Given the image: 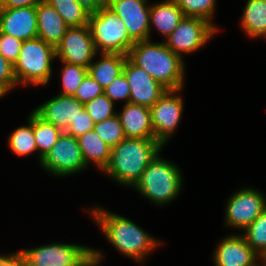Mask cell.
I'll return each mask as SVG.
<instances>
[{"instance_id":"cell-1","label":"cell","mask_w":266,"mask_h":266,"mask_svg":"<svg viewBox=\"0 0 266 266\" xmlns=\"http://www.w3.org/2000/svg\"><path fill=\"white\" fill-rule=\"evenodd\" d=\"M162 147L155 138H125L111 148L110 161L103 172L121 185L134 186Z\"/></svg>"},{"instance_id":"cell-2","label":"cell","mask_w":266,"mask_h":266,"mask_svg":"<svg viewBox=\"0 0 266 266\" xmlns=\"http://www.w3.org/2000/svg\"><path fill=\"white\" fill-rule=\"evenodd\" d=\"M127 57L144 69L167 90H181L184 84V61L164 43L149 40L136 42Z\"/></svg>"},{"instance_id":"cell-3","label":"cell","mask_w":266,"mask_h":266,"mask_svg":"<svg viewBox=\"0 0 266 266\" xmlns=\"http://www.w3.org/2000/svg\"><path fill=\"white\" fill-rule=\"evenodd\" d=\"M90 214L100 225L108 241L117 250L139 262H142L153 248L160 245V240H155L142 228L123 216L97 207L91 209Z\"/></svg>"},{"instance_id":"cell-4","label":"cell","mask_w":266,"mask_h":266,"mask_svg":"<svg viewBox=\"0 0 266 266\" xmlns=\"http://www.w3.org/2000/svg\"><path fill=\"white\" fill-rule=\"evenodd\" d=\"M180 169L173 163L159 157L148 164L134 187L143 197L158 205L175 199L182 188Z\"/></svg>"},{"instance_id":"cell-5","label":"cell","mask_w":266,"mask_h":266,"mask_svg":"<svg viewBox=\"0 0 266 266\" xmlns=\"http://www.w3.org/2000/svg\"><path fill=\"white\" fill-rule=\"evenodd\" d=\"M56 58L55 47L40 38L22 42L14 64L16 82L26 85H45L51 76V63Z\"/></svg>"},{"instance_id":"cell-6","label":"cell","mask_w":266,"mask_h":266,"mask_svg":"<svg viewBox=\"0 0 266 266\" xmlns=\"http://www.w3.org/2000/svg\"><path fill=\"white\" fill-rule=\"evenodd\" d=\"M88 26L97 52L128 55L136 43L121 18L107 5L89 15Z\"/></svg>"},{"instance_id":"cell-7","label":"cell","mask_w":266,"mask_h":266,"mask_svg":"<svg viewBox=\"0 0 266 266\" xmlns=\"http://www.w3.org/2000/svg\"><path fill=\"white\" fill-rule=\"evenodd\" d=\"M217 29L203 18L185 16L166 39V46L181 59L182 53L200 49L212 38Z\"/></svg>"},{"instance_id":"cell-8","label":"cell","mask_w":266,"mask_h":266,"mask_svg":"<svg viewBox=\"0 0 266 266\" xmlns=\"http://www.w3.org/2000/svg\"><path fill=\"white\" fill-rule=\"evenodd\" d=\"M40 165L56 176L78 173L86 167L78 139L65 131L44 155Z\"/></svg>"},{"instance_id":"cell-9","label":"cell","mask_w":266,"mask_h":266,"mask_svg":"<svg viewBox=\"0 0 266 266\" xmlns=\"http://www.w3.org/2000/svg\"><path fill=\"white\" fill-rule=\"evenodd\" d=\"M181 90H166L150 107L154 138L163 146L178 126L183 111V99L175 93Z\"/></svg>"},{"instance_id":"cell-10","label":"cell","mask_w":266,"mask_h":266,"mask_svg":"<svg viewBox=\"0 0 266 266\" xmlns=\"http://www.w3.org/2000/svg\"><path fill=\"white\" fill-rule=\"evenodd\" d=\"M56 58L62 62L88 68L97 54L88 25L68 27L61 42L56 46Z\"/></svg>"},{"instance_id":"cell-11","label":"cell","mask_w":266,"mask_h":266,"mask_svg":"<svg viewBox=\"0 0 266 266\" xmlns=\"http://www.w3.org/2000/svg\"><path fill=\"white\" fill-rule=\"evenodd\" d=\"M266 208L261 192L245 188L231 195L225 212L226 226L245 230Z\"/></svg>"},{"instance_id":"cell-12","label":"cell","mask_w":266,"mask_h":266,"mask_svg":"<svg viewBox=\"0 0 266 266\" xmlns=\"http://www.w3.org/2000/svg\"><path fill=\"white\" fill-rule=\"evenodd\" d=\"M146 4L147 0H107V6L121 18L135 42L151 39L150 6Z\"/></svg>"},{"instance_id":"cell-13","label":"cell","mask_w":266,"mask_h":266,"mask_svg":"<svg viewBox=\"0 0 266 266\" xmlns=\"http://www.w3.org/2000/svg\"><path fill=\"white\" fill-rule=\"evenodd\" d=\"M92 248L73 244H50L22 250L27 266H76Z\"/></svg>"},{"instance_id":"cell-14","label":"cell","mask_w":266,"mask_h":266,"mask_svg":"<svg viewBox=\"0 0 266 266\" xmlns=\"http://www.w3.org/2000/svg\"><path fill=\"white\" fill-rule=\"evenodd\" d=\"M123 73L130 87V103L150 108L167 90L128 57L123 67Z\"/></svg>"},{"instance_id":"cell-15","label":"cell","mask_w":266,"mask_h":266,"mask_svg":"<svg viewBox=\"0 0 266 266\" xmlns=\"http://www.w3.org/2000/svg\"><path fill=\"white\" fill-rule=\"evenodd\" d=\"M0 33L22 41L38 38L36 7L2 8Z\"/></svg>"},{"instance_id":"cell-16","label":"cell","mask_w":266,"mask_h":266,"mask_svg":"<svg viewBox=\"0 0 266 266\" xmlns=\"http://www.w3.org/2000/svg\"><path fill=\"white\" fill-rule=\"evenodd\" d=\"M214 252L215 266H263L262 258L247 244L243 235H230L220 241Z\"/></svg>"},{"instance_id":"cell-17","label":"cell","mask_w":266,"mask_h":266,"mask_svg":"<svg viewBox=\"0 0 266 266\" xmlns=\"http://www.w3.org/2000/svg\"><path fill=\"white\" fill-rule=\"evenodd\" d=\"M83 109L84 104H81L74 96L59 94L38 106L34 112L45 122L65 131Z\"/></svg>"},{"instance_id":"cell-18","label":"cell","mask_w":266,"mask_h":266,"mask_svg":"<svg viewBox=\"0 0 266 266\" xmlns=\"http://www.w3.org/2000/svg\"><path fill=\"white\" fill-rule=\"evenodd\" d=\"M126 138H154L149 107L126 103L121 113H117Z\"/></svg>"},{"instance_id":"cell-19","label":"cell","mask_w":266,"mask_h":266,"mask_svg":"<svg viewBox=\"0 0 266 266\" xmlns=\"http://www.w3.org/2000/svg\"><path fill=\"white\" fill-rule=\"evenodd\" d=\"M36 11L38 38L56 48L66 33L68 28L67 24L58 12L45 0H42L36 6Z\"/></svg>"},{"instance_id":"cell-20","label":"cell","mask_w":266,"mask_h":266,"mask_svg":"<svg viewBox=\"0 0 266 266\" xmlns=\"http://www.w3.org/2000/svg\"><path fill=\"white\" fill-rule=\"evenodd\" d=\"M184 17L182 10L173 0L150 5V26L153 24L166 39Z\"/></svg>"},{"instance_id":"cell-21","label":"cell","mask_w":266,"mask_h":266,"mask_svg":"<svg viewBox=\"0 0 266 266\" xmlns=\"http://www.w3.org/2000/svg\"><path fill=\"white\" fill-rule=\"evenodd\" d=\"M77 139L86 166L89 161H92L103 172L109 164L112 147L103 141L94 130L80 135Z\"/></svg>"},{"instance_id":"cell-22","label":"cell","mask_w":266,"mask_h":266,"mask_svg":"<svg viewBox=\"0 0 266 266\" xmlns=\"http://www.w3.org/2000/svg\"><path fill=\"white\" fill-rule=\"evenodd\" d=\"M100 61L91 62L88 73L103 88L107 87L115 78L123 73L127 55L118 53H101Z\"/></svg>"},{"instance_id":"cell-23","label":"cell","mask_w":266,"mask_h":266,"mask_svg":"<svg viewBox=\"0 0 266 266\" xmlns=\"http://www.w3.org/2000/svg\"><path fill=\"white\" fill-rule=\"evenodd\" d=\"M241 25L250 37H266V2L248 0L243 10Z\"/></svg>"},{"instance_id":"cell-24","label":"cell","mask_w":266,"mask_h":266,"mask_svg":"<svg viewBox=\"0 0 266 266\" xmlns=\"http://www.w3.org/2000/svg\"><path fill=\"white\" fill-rule=\"evenodd\" d=\"M33 132L37 150H40L39 160L41 163L42 158L54 146L63 130L51 123L45 122L33 111Z\"/></svg>"},{"instance_id":"cell-25","label":"cell","mask_w":266,"mask_h":266,"mask_svg":"<svg viewBox=\"0 0 266 266\" xmlns=\"http://www.w3.org/2000/svg\"><path fill=\"white\" fill-rule=\"evenodd\" d=\"M62 17L68 27L88 25L89 15L76 0H45Z\"/></svg>"},{"instance_id":"cell-26","label":"cell","mask_w":266,"mask_h":266,"mask_svg":"<svg viewBox=\"0 0 266 266\" xmlns=\"http://www.w3.org/2000/svg\"><path fill=\"white\" fill-rule=\"evenodd\" d=\"M8 144L12 152L19 156H27L37 150L33 132V112L28 119V126L14 130L9 137Z\"/></svg>"},{"instance_id":"cell-27","label":"cell","mask_w":266,"mask_h":266,"mask_svg":"<svg viewBox=\"0 0 266 266\" xmlns=\"http://www.w3.org/2000/svg\"><path fill=\"white\" fill-rule=\"evenodd\" d=\"M244 237L247 244L262 258H266V208L245 229Z\"/></svg>"},{"instance_id":"cell-28","label":"cell","mask_w":266,"mask_h":266,"mask_svg":"<svg viewBox=\"0 0 266 266\" xmlns=\"http://www.w3.org/2000/svg\"><path fill=\"white\" fill-rule=\"evenodd\" d=\"M93 130L111 147L118 145L126 138L122 124L117 114L107 118L106 120L96 123L93 127Z\"/></svg>"},{"instance_id":"cell-29","label":"cell","mask_w":266,"mask_h":266,"mask_svg":"<svg viewBox=\"0 0 266 266\" xmlns=\"http://www.w3.org/2000/svg\"><path fill=\"white\" fill-rule=\"evenodd\" d=\"M62 68V92L61 95L73 96L88 73V68L78 64L63 62Z\"/></svg>"},{"instance_id":"cell-30","label":"cell","mask_w":266,"mask_h":266,"mask_svg":"<svg viewBox=\"0 0 266 266\" xmlns=\"http://www.w3.org/2000/svg\"><path fill=\"white\" fill-rule=\"evenodd\" d=\"M185 16L199 17L210 21L215 12V0H173Z\"/></svg>"},{"instance_id":"cell-31","label":"cell","mask_w":266,"mask_h":266,"mask_svg":"<svg viewBox=\"0 0 266 266\" xmlns=\"http://www.w3.org/2000/svg\"><path fill=\"white\" fill-rule=\"evenodd\" d=\"M113 108L114 103L105 94H102L84 104V109L93 119L95 124L116 115L117 113Z\"/></svg>"},{"instance_id":"cell-32","label":"cell","mask_w":266,"mask_h":266,"mask_svg":"<svg viewBox=\"0 0 266 266\" xmlns=\"http://www.w3.org/2000/svg\"><path fill=\"white\" fill-rule=\"evenodd\" d=\"M102 94H104V88L87 73L73 96L81 104H86Z\"/></svg>"},{"instance_id":"cell-33","label":"cell","mask_w":266,"mask_h":266,"mask_svg":"<svg viewBox=\"0 0 266 266\" xmlns=\"http://www.w3.org/2000/svg\"><path fill=\"white\" fill-rule=\"evenodd\" d=\"M104 94L114 103V101L125 100L130 103V87L124 73L115 78L107 87Z\"/></svg>"},{"instance_id":"cell-34","label":"cell","mask_w":266,"mask_h":266,"mask_svg":"<svg viewBox=\"0 0 266 266\" xmlns=\"http://www.w3.org/2000/svg\"><path fill=\"white\" fill-rule=\"evenodd\" d=\"M22 40L0 33V54L13 65L18 60Z\"/></svg>"},{"instance_id":"cell-35","label":"cell","mask_w":266,"mask_h":266,"mask_svg":"<svg viewBox=\"0 0 266 266\" xmlns=\"http://www.w3.org/2000/svg\"><path fill=\"white\" fill-rule=\"evenodd\" d=\"M94 125L95 123L93 119L89 116L87 111L83 109L77 118L66 128L65 132L77 138L80 135L93 130Z\"/></svg>"},{"instance_id":"cell-36","label":"cell","mask_w":266,"mask_h":266,"mask_svg":"<svg viewBox=\"0 0 266 266\" xmlns=\"http://www.w3.org/2000/svg\"><path fill=\"white\" fill-rule=\"evenodd\" d=\"M17 84L14 65L0 54V90L6 94Z\"/></svg>"},{"instance_id":"cell-37","label":"cell","mask_w":266,"mask_h":266,"mask_svg":"<svg viewBox=\"0 0 266 266\" xmlns=\"http://www.w3.org/2000/svg\"><path fill=\"white\" fill-rule=\"evenodd\" d=\"M0 266H27V261L21 250L11 255H0Z\"/></svg>"},{"instance_id":"cell-38","label":"cell","mask_w":266,"mask_h":266,"mask_svg":"<svg viewBox=\"0 0 266 266\" xmlns=\"http://www.w3.org/2000/svg\"><path fill=\"white\" fill-rule=\"evenodd\" d=\"M101 259H103L102 253L92 248L76 266H97Z\"/></svg>"},{"instance_id":"cell-39","label":"cell","mask_w":266,"mask_h":266,"mask_svg":"<svg viewBox=\"0 0 266 266\" xmlns=\"http://www.w3.org/2000/svg\"><path fill=\"white\" fill-rule=\"evenodd\" d=\"M42 0H2L3 8L36 7Z\"/></svg>"},{"instance_id":"cell-40","label":"cell","mask_w":266,"mask_h":266,"mask_svg":"<svg viewBox=\"0 0 266 266\" xmlns=\"http://www.w3.org/2000/svg\"><path fill=\"white\" fill-rule=\"evenodd\" d=\"M88 13L98 12L107 5V0H76Z\"/></svg>"},{"instance_id":"cell-41","label":"cell","mask_w":266,"mask_h":266,"mask_svg":"<svg viewBox=\"0 0 266 266\" xmlns=\"http://www.w3.org/2000/svg\"><path fill=\"white\" fill-rule=\"evenodd\" d=\"M2 0H0V12H1V10H2Z\"/></svg>"},{"instance_id":"cell-42","label":"cell","mask_w":266,"mask_h":266,"mask_svg":"<svg viewBox=\"0 0 266 266\" xmlns=\"http://www.w3.org/2000/svg\"><path fill=\"white\" fill-rule=\"evenodd\" d=\"M5 94L0 90V98L3 97Z\"/></svg>"},{"instance_id":"cell-43","label":"cell","mask_w":266,"mask_h":266,"mask_svg":"<svg viewBox=\"0 0 266 266\" xmlns=\"http://www.w3.org/2000/svg\"><path fill=\"white\" fill-rule=\"evenodd\" d=\"M263 266H266V258H265V260L263 261Z\"/></svg>"}]
</instances>
